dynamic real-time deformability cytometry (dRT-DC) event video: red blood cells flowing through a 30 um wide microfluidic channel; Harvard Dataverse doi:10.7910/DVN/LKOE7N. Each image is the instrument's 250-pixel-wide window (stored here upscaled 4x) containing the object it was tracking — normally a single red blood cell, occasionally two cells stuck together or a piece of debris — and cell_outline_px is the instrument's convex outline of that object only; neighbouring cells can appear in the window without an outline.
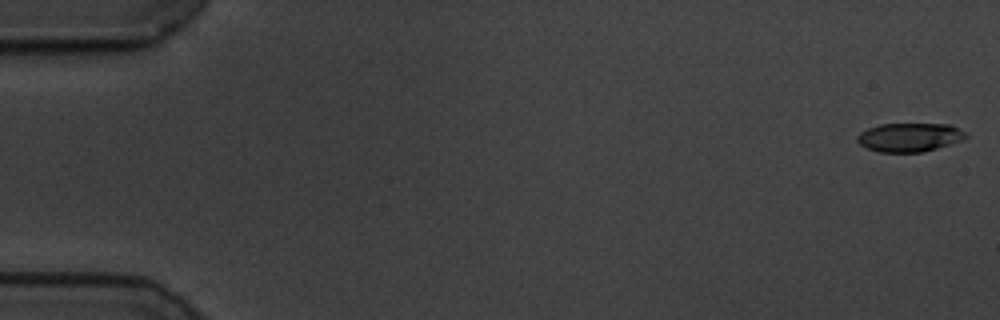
{"species": "common noctule bat (a hibernating species)", "species_latin": "Nyctalus noctula", "temperature_condition": "cold", "stored_images_in_passage": 17, "camera_frame_rate_fps": 3000, "um_per_image_px": 0.085, "animal": {"sex": "male", "body_mass_g": 19.5, "forearm_length_mm": 54.6}, "frame": {"image": 1, "passage_image": 1, "time_ms": 0.0, "image_size_px": [1000, 320], "cell_outline_px": [[968, 136], [960, 140], [936, 148], [920, 152], [880, 152], [868, 148], [860, 144], [856, 140], [856, 136], [860, 132], [868, 128], [880, 124], [948, 124], [964, 132]], "centroid_in_image_um": [77.25, 11.66], "position_along_channel_um": 7.8, "area_um2": 17.86}}